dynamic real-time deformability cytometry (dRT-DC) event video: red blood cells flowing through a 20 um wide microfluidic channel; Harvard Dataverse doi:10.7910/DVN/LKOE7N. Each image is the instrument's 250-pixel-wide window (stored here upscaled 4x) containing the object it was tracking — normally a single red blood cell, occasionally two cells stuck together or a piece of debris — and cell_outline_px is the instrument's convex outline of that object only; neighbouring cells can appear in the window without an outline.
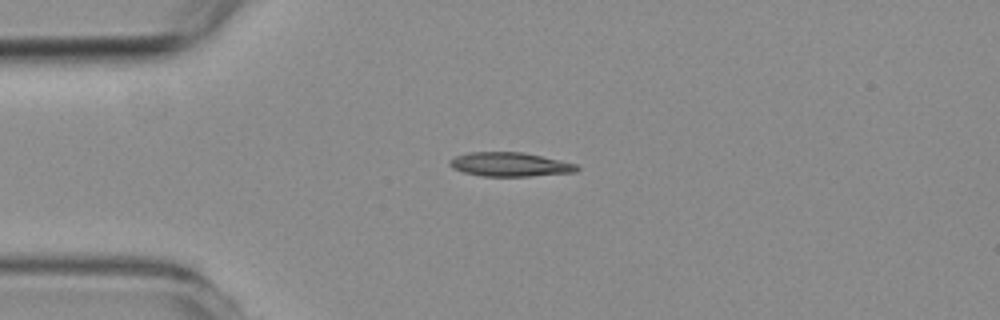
{"species": "common noctule bat (a hibernating species)", "species_latin": "Nyctalus noctula", "temperature_condition": "room temperature", "stored_images_in_passage": 4, "camera_frame_rate_fps": 3000, "um_per_image_px": 0.085, "animal": {"sex": "female", "body_mass_g": 19.3, "forearm_length_mm": 54.1}, "frame": {"image": 1, "passage_image": 1, "time_ms": 0.0, "image_size_px": [1000, 320], "cell_outline_px": [[580, 168], [576, 172], [532, 176], [484, 176], [464, 172], [452, 168], [448, 164], [448, 160], [456, 156], [468, 152], [520, 152], [560, 160], [576, 164]], "centroid_in_image_um": [43.32, 13.98], "position_along_channel_um": 41.7, "area_um2": 17.74}}
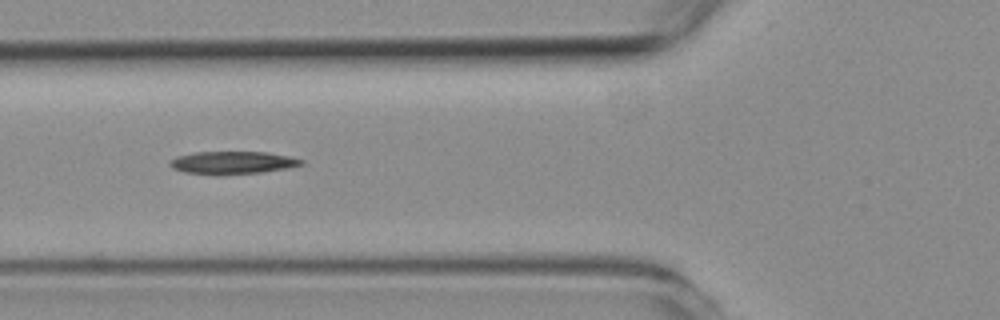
{"frame": {"image": 2, "passage_image": 3, "time_ms": 2.333, "image_size_px": [1000, 320], "cell_outline_px": [[304, 164], [288, 168], [260, 172], [220, 176], [184, 172], [172, 168], [168, 164], [168, 160], [176, 156], [196, 152], [268, 152], [288, 156], [304, 160]], "centroid_in_image_um": [19.72, 13.84], "position_along_channel_um": 106.1, "area_um2": 17.69}}
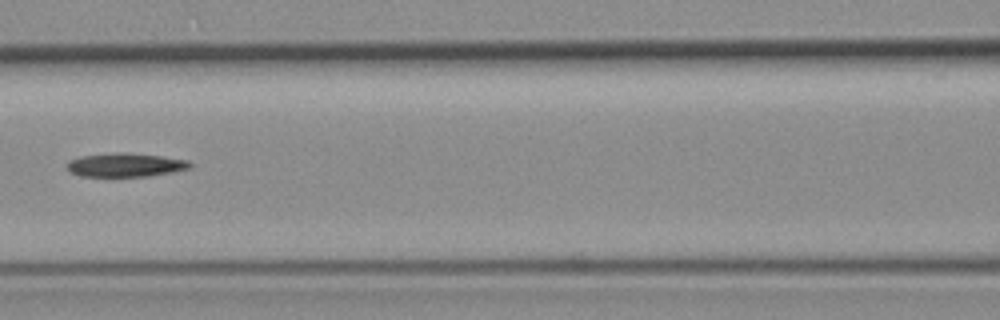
{"frame": {"image": 3, "passage_image": 4, "time_ms": 3.667, "image_size_px": [1000, 320], "cell_outline_px": [[192, 168], [172, 172], [148, 176], [80, 176], [68, 172], [68, 160], [80, 156], [116, 152], [124, 152], [160, 156], [188, 160], [192, 164]], "centroid_in_image_um": [10.65, 14.02], "position_along_channel_um": 156.0, "area_um2": 17.05}}